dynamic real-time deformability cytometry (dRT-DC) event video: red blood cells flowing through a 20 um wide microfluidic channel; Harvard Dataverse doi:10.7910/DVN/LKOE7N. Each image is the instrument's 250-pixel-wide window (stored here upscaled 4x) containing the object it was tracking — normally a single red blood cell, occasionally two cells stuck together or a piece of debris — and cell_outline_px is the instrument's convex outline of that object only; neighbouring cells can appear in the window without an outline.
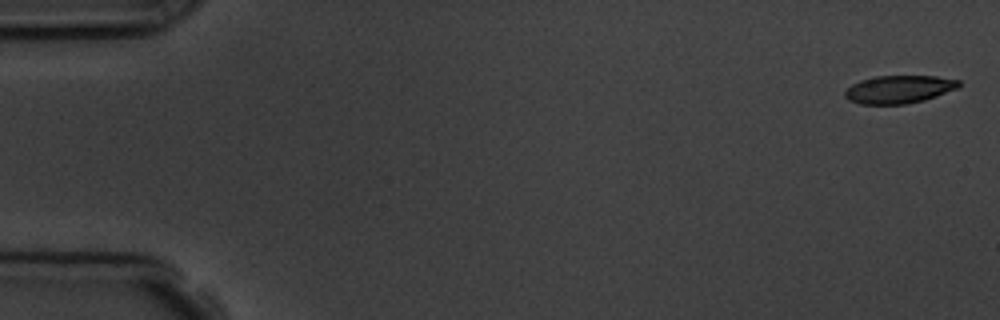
{"species": "common noctule bat (a hibernating species)", "species_latin": "Nyctalus noctula", "temperature_condition": "room temperature", "stored_images_in_passage": 5, "camera_frame_rate_fps": 3000, "um_per_image_px": 0.085, "animal": {"sex": "male", "body_mass_g": 19.5, "forearm_length_mm": 54.6}, "frame": {"image": 1, "passage_image": 1, "time_ms": 0.0, "image_size_px": [1000, 320], "cell_outline_px": [[960, 88], [924, 100], [904, 104], [860, 104], [848, 100], [844, 96], [844, 92], [852, 84], [860, 80], [876, 76], [936, 76], [960, 80]], "centroid_in_image_um": [76.42, 7.59], "position_along_channel_um": 8.6, "area_um2": 18.61}}
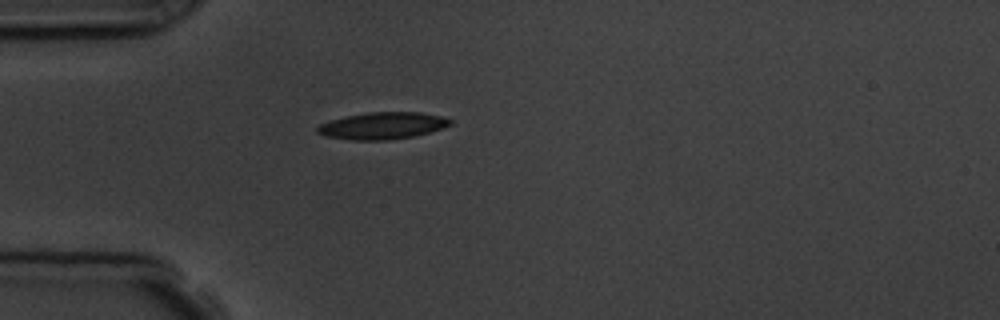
{"frame": {"image": 2, "passage_image": 5, "time_ms": 4.667, "image_size_px": [1000, 320], "cell_outline_px": [[452, 124], [444, 128], [416, 136], [388, 140], [352, 140], [324, 136], [316, 132], [316, 128], [320, 124], [328, 120], [368, 112], [420, 112], [440, 116], [452, 120]], "centroid_in_image_um": [32.51, 10.69], "position_along_channel_um": 52.5, "area_um2": 20.98}}